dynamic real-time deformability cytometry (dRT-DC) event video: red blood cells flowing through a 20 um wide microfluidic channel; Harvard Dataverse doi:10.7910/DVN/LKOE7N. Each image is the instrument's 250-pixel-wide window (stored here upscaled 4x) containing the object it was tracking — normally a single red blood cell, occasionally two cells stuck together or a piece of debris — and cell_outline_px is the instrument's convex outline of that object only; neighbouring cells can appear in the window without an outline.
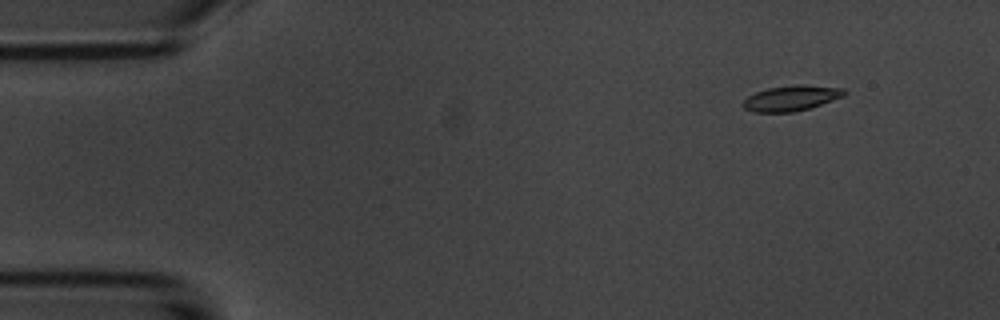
{"species": "common noctule bat (a hibernating species)", "species_latin": "Nyctalus noctula", "temperature_condition": "room temperature", "stored_images_in_passage": 4, "camera_frame_rate_fps": 3000, "um_per_image_px": 0.085, "animal": {"sex": "male", "body_mass_g": 20.1, "forearm_length_mm": 53.5}, "frame": {"image": 1, "passage_image": 1, "time_ms": 0.0, "image_size_px": [1000, 320], "cell_outline_px": [[848, 92], [844, 96], [808, 108], [792, 112], [752, 112], [744, 108], [740, 104], [748, 96], [756, 92], [768, 88], [796, 84], [804, 84], [844, 88]], "centroid_in_image_um": [67.25, 8.33], "position_along_channel_um": 17.8, "area_um2": 15.03}}
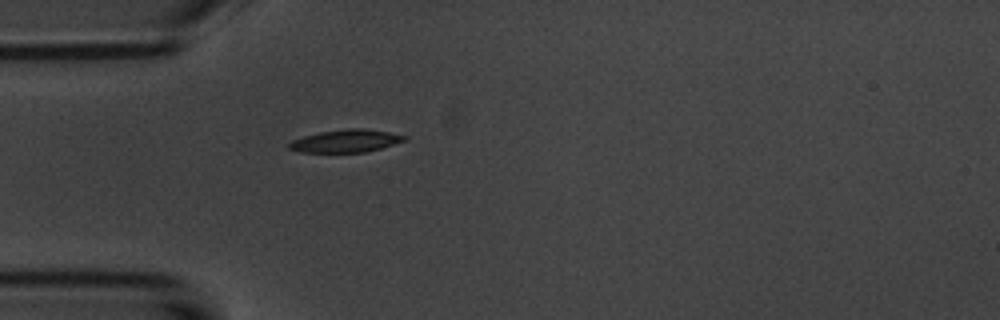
{"frame": {"image": 2, "passage_image": 4, "time_ms": 3.333, "image_size_px": [1000, 320], "cell_outline_px": [[408, 140], [380, 148], [364, 152], [300, 152], [288, 148], [288, 144], [292, 140], [304, 136], [320, 132], [348, 128], [364, 128], [388, 132], [408, 136]], "centroid_in_image_um": [29.41, 11.97], "position_along_channel_um": 55.6, "area_um2": 15.2}}